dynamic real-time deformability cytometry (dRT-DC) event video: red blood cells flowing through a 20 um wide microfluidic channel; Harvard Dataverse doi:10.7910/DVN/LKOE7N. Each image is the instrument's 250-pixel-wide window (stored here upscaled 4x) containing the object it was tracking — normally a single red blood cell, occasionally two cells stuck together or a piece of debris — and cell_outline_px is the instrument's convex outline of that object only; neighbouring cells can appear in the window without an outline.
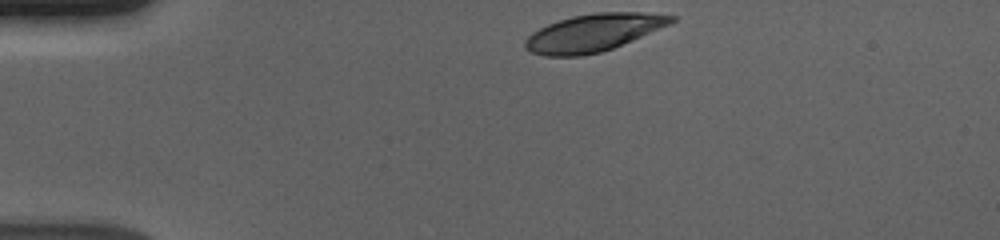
{"species": "human", "species_latin": "Homo sapiens", "temperature_condition": "cold", "stored_images_in_passage": 38, "camera_frame_rate_fps": 3000, "um_per_image_px": 0.085, "donor": {"sex": "male"}, "frame": {"image": 1, "passage_image": 1, "time_ms": 0.0, "image_size_px": [1000, 240], "cell_outline_px": [[676, 20], [668, 24], [612, 48], [600, 52], [580, 56], [544, 56], [532, 52], [524, 48], [524, 40], [532, 32], [548, 24], [572, 16], [596, 12], [640, 12], [676, 16]], "centroid_in_image_um": [50.37, 2.78], "position_along_channel_um": 34.6, "area_um2": 31.44}}
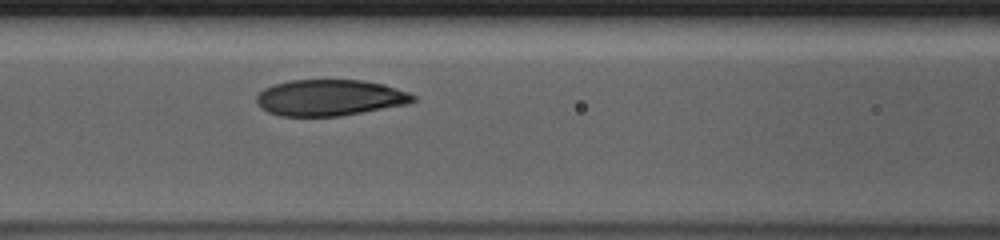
{"frame": {"image": 2, "passage_image": 14, "time_ms": 4.333, "image_size_px": [1000, 240], "cell_outline_px": [[416, 100], [408, 104], [340, 116], [280, 116], [268, 112], [256, 100], [256, 96], [264, 88], [276, 84], [292, 80], [364, 80], [384, 84], [408, 92], [416, 96]], "centroid_in_image_um": [28.07, 8.3], "position_along_channel_um": 138.5, "area_um2": 32.89}}
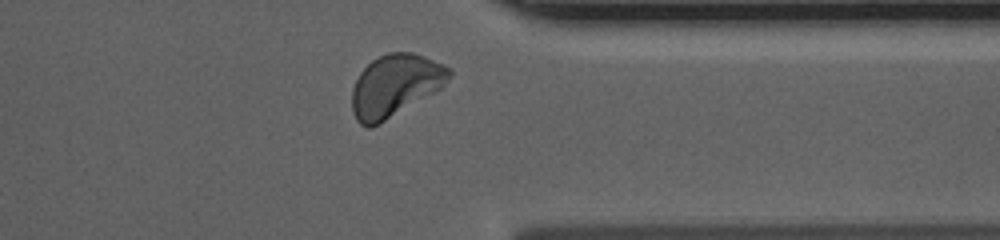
{"frame": {"image": 3, "passage_image": 34, "time_ms": 11.0, "image_size_px": [1000, 240], "cell_outline_px": [[452, 72], [444, 84], [440, 88], [380, 124], [372, 128], [364, 128], [356, 120], [352, 112], [352, 88], [360, 72], [372, 60], [388, 52], [412, 52], [452, 68]], "centroid_in_image_um": [33.54, 7.29], "position_along_channel_um": 377.9, "area_um2": 34.97}, "authors_computed_cell_mechanics": {"area_um2": 33.7841, "velocity_mm_per_s": 3.6544, "shape_relaxation_time_tau1_ms": 6.0142, "shape_relaxation_time_tau2_ms": 1.4461, "deformation_change_tau1": 0.209, "deformation_change_tau2": 0.0562}}